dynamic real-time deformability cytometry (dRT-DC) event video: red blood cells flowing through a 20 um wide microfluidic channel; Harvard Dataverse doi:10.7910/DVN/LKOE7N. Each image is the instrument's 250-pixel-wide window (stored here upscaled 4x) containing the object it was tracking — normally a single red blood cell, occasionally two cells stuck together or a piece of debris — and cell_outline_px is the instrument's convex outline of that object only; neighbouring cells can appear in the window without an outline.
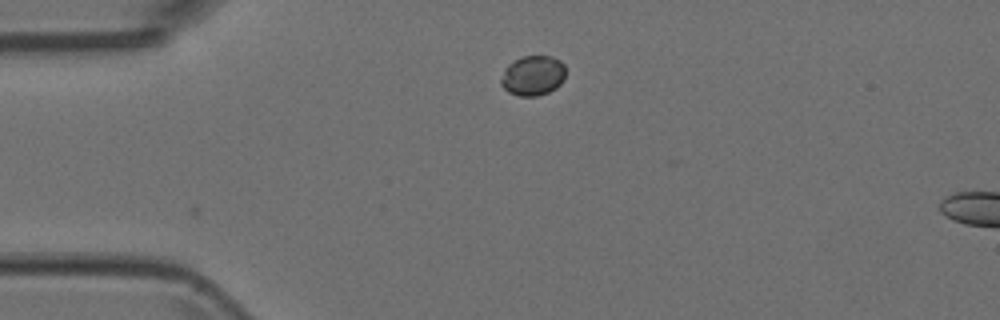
{"species": "Egyptian fruit bat (a non-hibernating species)", "species_latin": "Rousettus aegyptiacus", "temperature_condition": "room temperature", "stored_images_in_passage": 2, "camera_frame_rate_fps": 3000, "um_per_image_px": 0.085, "animal": {"sex": "female"}, "frame": {"image": 1, "passage_image": 1, "time_ms": 0.0, "image_size_px": [1000, 320], "cell_outline_px": [[564, 80], [556, 88], [548, 92], [536, 96], [520, 96], [508, 92], [500, 84], [500, 80], [504, 68], [508, 64], [524, 56], [552, 56], [560, 60], [564, 64]], "centroid_in_image_um": [45.29, 6.43], "position_along_channel_um": 39.7, "area_um2": 15.09}}